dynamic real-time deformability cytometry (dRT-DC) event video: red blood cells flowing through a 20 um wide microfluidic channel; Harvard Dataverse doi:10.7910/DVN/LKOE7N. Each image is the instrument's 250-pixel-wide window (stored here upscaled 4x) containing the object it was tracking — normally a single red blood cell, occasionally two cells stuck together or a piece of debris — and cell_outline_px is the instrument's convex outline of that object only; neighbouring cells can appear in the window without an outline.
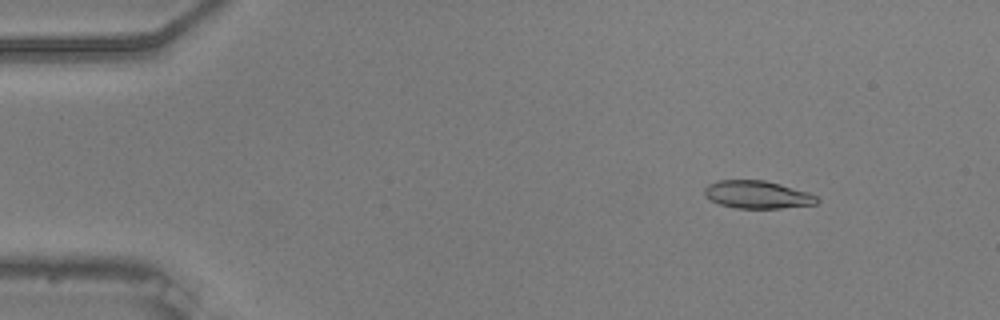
{"species": "common noctule bat (a hibernating species)", "species_latin": "Nyctalus noctula", "temperature_condition": "warm", "stored_images_in_passage": 22, "camera_frame_rate_fps": 3000, "um_per_image_px": 0.085, "animal": {"sex": "male", "body_mass_g": 20.5, "forearm_length_mm": 52.5}, "frame": {"image": 1, "passage_image": 3, "time_ms": 0.667, "image_size_px": [1000, 320], "cell_outline_px": [[820, 200], [816, 204], [780, 208], [736, 208], [720, 204], [704, 196], [704, 188], [708, 184], [716, 180], [764, 180], [780, 184], [808, 192], [816, 196]], "centroid_in_image_um": [64.36, 16.54], "position_along_channel_um": 20.6, "area_um2": 18.15}}
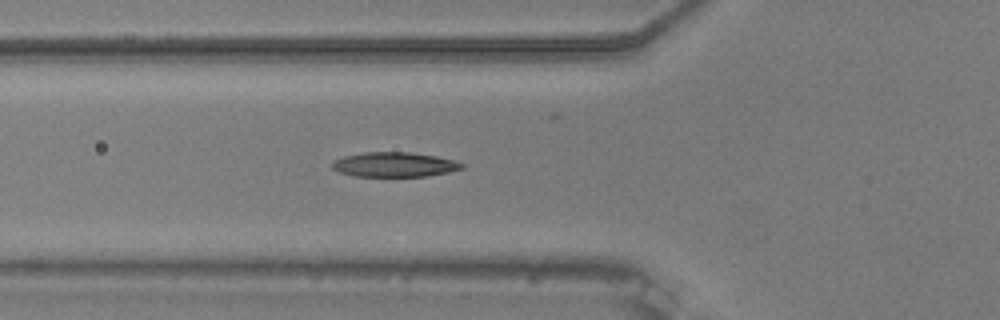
{"frame": {"image": 2, "passage_image": 16, "time_ms": 5.0, "image_size_px": [1000, 320], "cell_outline_px": [[464, 168], [448, 172], [428, 176], [352, 176], [340, 172], [332, 168], [332, 160], [344, 156], [364, 152], [412, 152], [436, 156], [452, 160], [464, 164]], "centroid_in_image_um": [33.5, 13.98], "position_along_channel_um": 92.3, "area_um2": 18.67}}
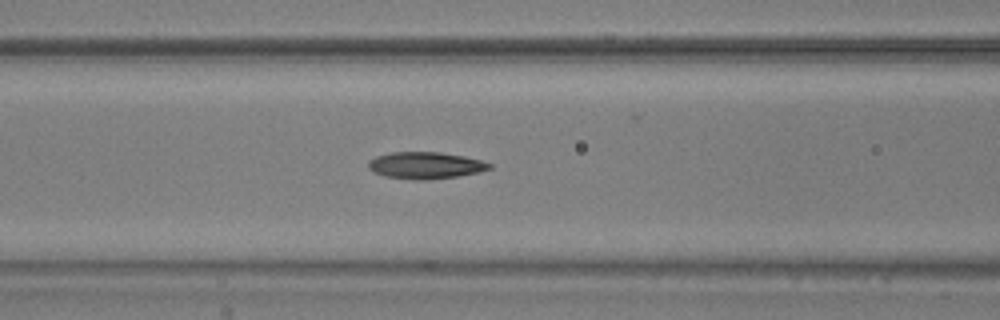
{"frame": {"image": 3, "passage_image": 19, "time_ms": 6.0, "image_size_px": [1000, 320], "cell_outline_px": [[492, 168], [476, 172], [456, 176], [428, 180], [416, 180], [384, 176], [372, 172], [368, 168], [368, 160], [376, 156], [392, 152], [440, 152], [464, 156], [480, 160], [492, 164]], "centroid_in_image_um": [36.11, 14.05], "position_along_channel_um": 130.5, "area_um2": 18.9}}